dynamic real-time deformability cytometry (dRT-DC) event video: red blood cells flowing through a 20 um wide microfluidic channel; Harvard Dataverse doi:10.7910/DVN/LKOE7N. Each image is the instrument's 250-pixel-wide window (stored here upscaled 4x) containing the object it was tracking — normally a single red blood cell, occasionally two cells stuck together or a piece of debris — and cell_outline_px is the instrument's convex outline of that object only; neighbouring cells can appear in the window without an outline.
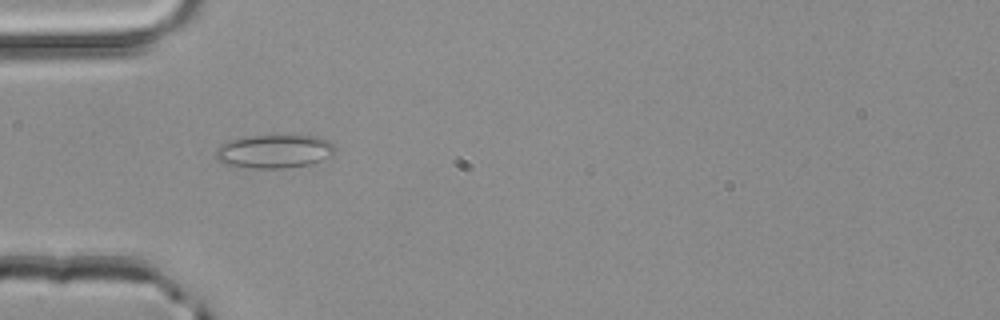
{"species": "common noctule bat (a hibernating species)", "species_latin": "Nyctalus noctula", "temperature_condition": "room temperature", "stored_images_in_passage": 40, "camera_frame_rate_fps": 3000, "um_per_image_px": 0.085, "animal": {"sex": "male", "body_mass_g": 20.4}, "frame": {"image": 1, "passage_image": 5, "time_ms": 1.333, "image_size_px": [1000, 320], "cell_outline_px": [[336, 152], [332, 156], [308, 164], [284, 168], [252, 168], [228, 164], [216, 160], [216, 148], [220, 144], [228, 140], [248, 136], [292, 132], [316, 136], [328, 140], [336, 148]], "centroid_in_image_um": [23.35, 12.8], "position_along_channel_um": 61.7, "area_um2": 24.16}}
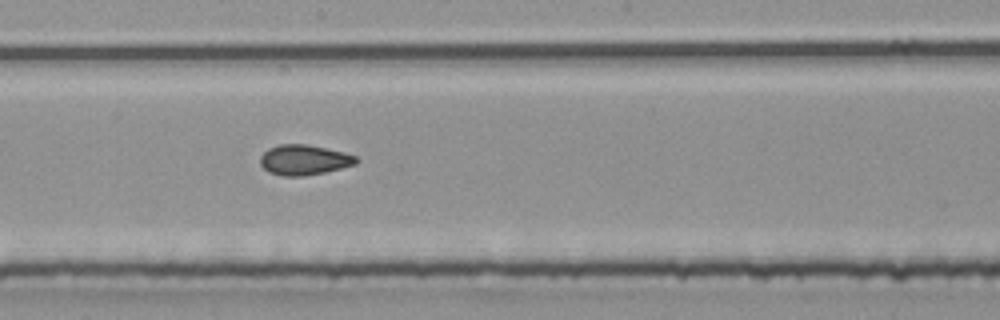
{"frame": {"image": 2, "passage_image": 17, "time_ms": 5.333, "image_size_px": [1000, 320], "cell_outline_px": [[360, 160], [356, 164], [324, 172], [304, 176], [284, 176], [268, 172], [260, 164], [260, 156], [268, 148], [280, 144], [304, 144], [344, 152], [356, 156]], "centroid_in_image_um": [25.83, 13.59], "position_along_channel_um": 222.4, "area_um2": 16.82}}
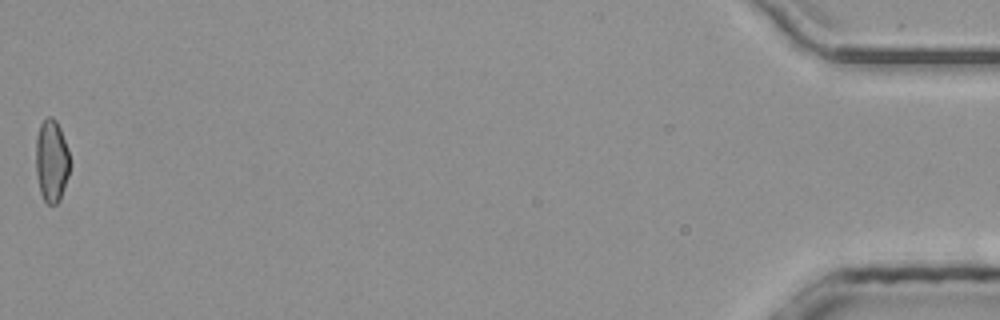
{"frame": {"image": 3, "passage_image": 40, "time_ms": 13.0, "image_size_px": [1000, 320], "cell_outline_px": [[68, 176], [60, 200], [56, 204], [48, 204], [44, 200], [40, 192], [36, 172], [36, 136], [40, 124], [48, 116], [52, 116], [56, 120], [60, 128], [68, 148]], "centroid_in_image_um": [4.37, 13.65], "position_along_channel_um": 430.8, "area_um2": 16.24}, "authors_computed_cell_mechanics": {"area_um2": 16.2418, "velocity_mm_per_s": 4.0734, "shape_relaxation_time_tau1_ms": 10.1153, "shape_relaxation_time_tau2_ms": 2.5464, "deformation_change_tau1": 0.161, "deformation_change_tau2": 0.0786}}